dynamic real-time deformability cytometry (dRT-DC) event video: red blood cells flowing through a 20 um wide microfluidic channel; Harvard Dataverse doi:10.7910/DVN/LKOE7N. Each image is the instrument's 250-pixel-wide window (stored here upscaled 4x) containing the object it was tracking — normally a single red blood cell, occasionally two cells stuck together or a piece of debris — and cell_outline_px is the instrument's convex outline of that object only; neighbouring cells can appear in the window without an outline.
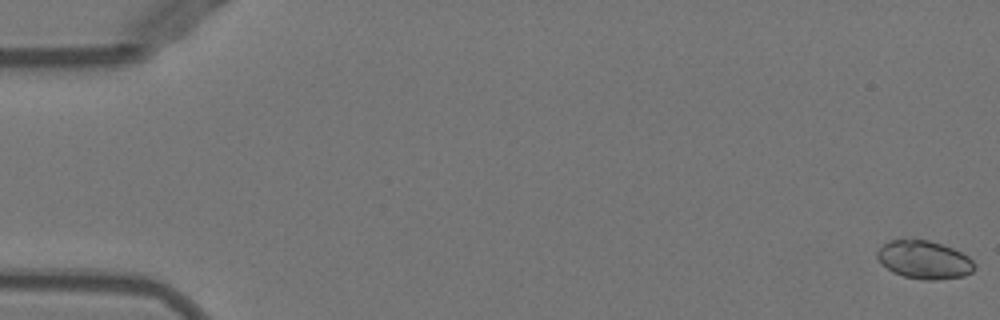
{"species": "Egyptian fruit bat (a non-hibernating species)", "species_latin": "Rousettus aegyptiacus", "temperature_condition": "warm", "stored_images_in_passage": 52, "camera_frame_rate_fps": 3000, "um_per_image_px": 0.085, "animal": {"sex": "female"}, "frame": {"image": 1, "passage_image": 1, "time_ms": 0.0, "image_size_px": [1000, 320], "cell_outline_px": [[976, 268], [972, 272], [964, 276], [936, 280], [924, 280], [904, 276], [892, 272], [876, 256], [876, 252], [884, 244], [892, 240], [928, 240], [952, 248], [968, 256], [976, 264]], "centroid_in_image_um": [78.59, 22.1], "position_along_channel_um": 6.4, "area_um2": 21.39}}
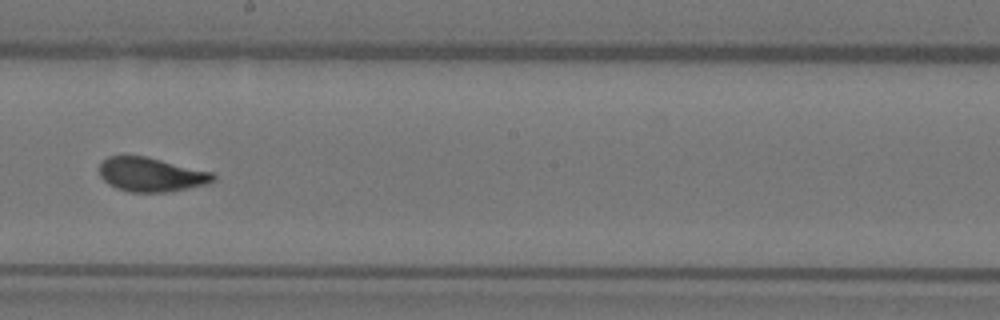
{"frame": {"image": 2, "passage_image": 30, "time_ms": 9.667, "image_size_px": [1000, 320], "cell_outline_px": [[216, 180], [208, 184], [168, 192], [128, 192], [116, 188], [108, 184], [100, 176], [100, 164], [108, 156], [144, 156], [212, 172], [216, 176]], "centroid_in_image_um": [12.85, 14.85], "position_along_channel_um": 235.3, "area_um2": 22.54}}
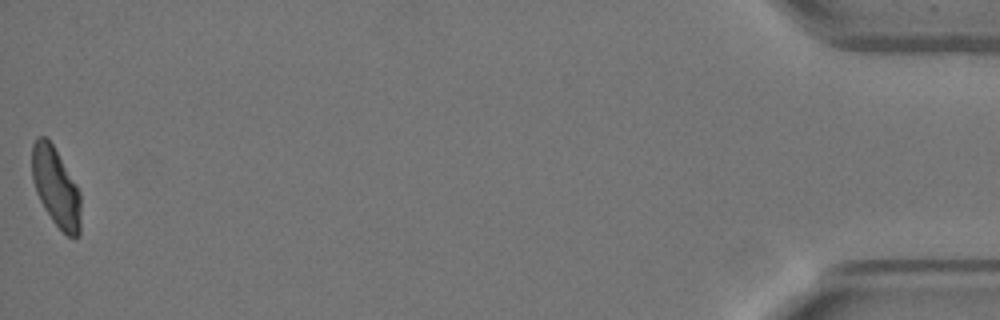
{"frame": {"image": 3, "passage_image": 52, "time_ms": 17.0, "image_size_px": [1000, 320], "cell_outline_px": [[80, 236], [68, 236], [52, 220], [44, 208], [36, 192], [32, 180], [32, 144], [36, 136], [44, 136], [52, 144], [76, 184], [80, 192]], "centroid_in_image_um": [4.74, 15.9], "position_along_channel_um": 430.5, "area_um2": 22.25}, "authors_computed_cell_mechanics": {"area_um2": 22.6576, "velocity_mm_per_s": 3.9557, "shape_relaxation_time_tau1_ms": 4.2645, "shape_relaxation_time_tau2_ms": null, "deformation_change_tau1": 0.1689, "deformation_change_tau2": null}}